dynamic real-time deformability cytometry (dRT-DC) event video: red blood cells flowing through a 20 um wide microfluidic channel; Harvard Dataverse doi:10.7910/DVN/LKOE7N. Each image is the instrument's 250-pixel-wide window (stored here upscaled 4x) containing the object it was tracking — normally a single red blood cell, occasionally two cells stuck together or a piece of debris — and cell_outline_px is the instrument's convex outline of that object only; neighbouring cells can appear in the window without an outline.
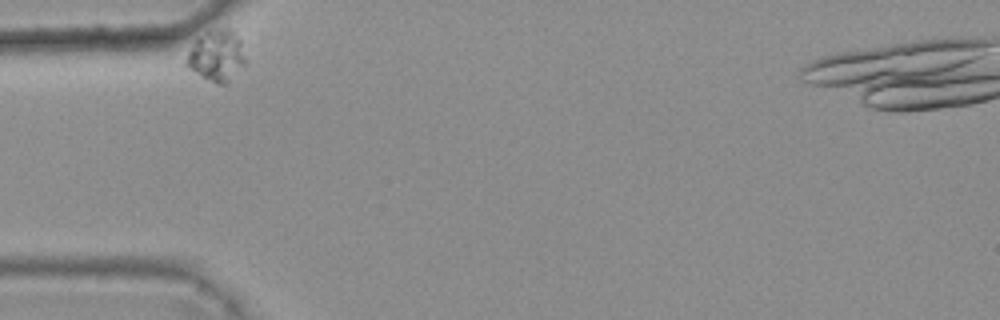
{"species": "common noctule bat (a hibernating species)", "species_latin": "Nyctalus noctula", "temperature_condition": "warm", "stored_images_in_passage": 2, "camera_frame_rate_fps": 3000, "um_per_image_px": 0.085, "animal": {"sex": "female", "body_mass_g": 25.1}, "frame": {"image": 1, "passage_image": 1, "time_ms": 0.0, "image_size_px": [1000, 320], "cell_outline_px": [[244, 64], [224, 84], [220, 84], [188, 68], [184, 64], [188, 52], [196, 40], [208, 32], [224, 28], [228, 28], [240, 40], [244, 60]], "centroid_in_image_um": [18.38, 4.73], "position_along_channel_um": 66.6, "area_um2": 16.47}}
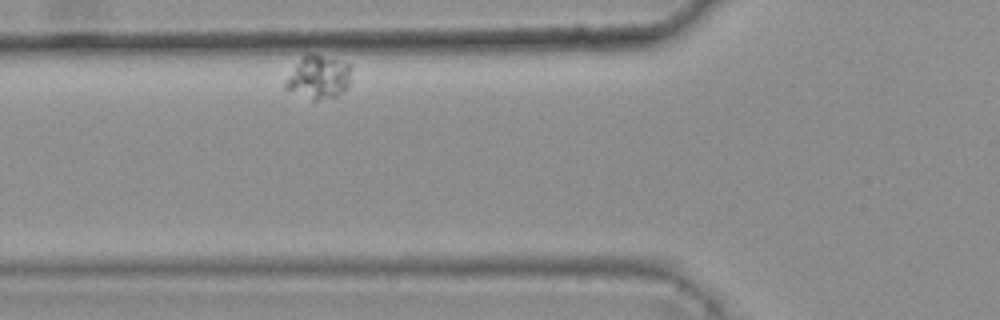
{"frame": {"image": 2, "passage_image": 2, "time_ms": 0.333, "image_size_px": [1000, 320], "cell_outline_px": [[348, 84], [336, 96], [316, 100], [312, 100], [284, 88], [284, 84], [300, 60], [304, 56], [320, 56], [348, 64]], "centroid_in_image_um": [27.03, 6.62], "position_along_channel_um": 98.8, "area_um2": 15.26}}